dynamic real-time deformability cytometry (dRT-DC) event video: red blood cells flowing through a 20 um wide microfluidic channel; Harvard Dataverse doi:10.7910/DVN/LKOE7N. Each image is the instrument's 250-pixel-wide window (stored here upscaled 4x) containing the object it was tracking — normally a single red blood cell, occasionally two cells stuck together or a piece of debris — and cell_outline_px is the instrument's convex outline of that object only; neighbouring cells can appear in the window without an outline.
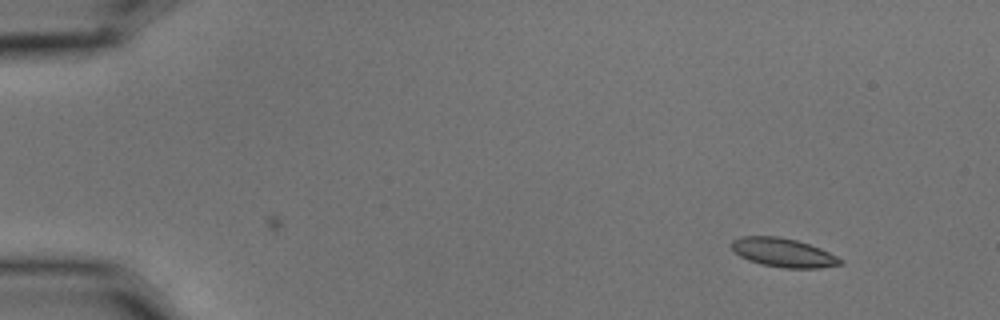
{"species": "common noctule bat (a hibernating species)", "species_latin": "Nyctalus noctula", "temperature_condition": "cold", "stored_images_in_passage": 2, "camera_frame_rate_fps": 3000, "um_per_image_px": 0.085, "animal": {"sex": "male", "body_mass_g": 15.6}, "frame": {"image": 1, "passage_image": 2, "time_ms": 0.333, "image_size_px": [1000, 320], "cell_outline_px": [[844, 264], [820, 268], [784, 268], [760, 264], [748, 260], [740, 256], [732, 248], [732, 240], [740, 236], [780, 236], [796, 240], [820, 248], [844, 260]], "centroid_in_image_um": [66.59, 21.47], "position_along_channel_um": 18.4, "area_um2": 18.32}}